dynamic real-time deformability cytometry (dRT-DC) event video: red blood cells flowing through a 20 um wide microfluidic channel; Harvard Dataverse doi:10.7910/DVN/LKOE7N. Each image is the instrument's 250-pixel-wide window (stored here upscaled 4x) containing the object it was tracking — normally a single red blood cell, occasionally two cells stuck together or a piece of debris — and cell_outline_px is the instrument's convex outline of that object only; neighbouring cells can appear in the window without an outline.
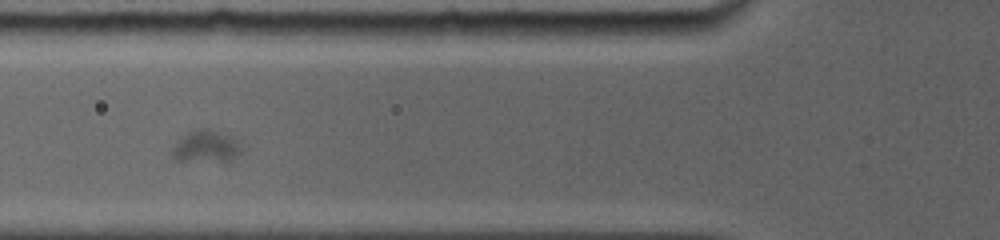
{"species": "common noctule bat (a hibernating species)", "species_latin": "Nyctalus noctula", "temperature_condition": "room temperature", "stored_images_in_passage": 39, "camera_frame_rate_fps": 5000, "um_per_image_px": 0.085, "animal": {"sex": "female", "body_mass_g": 19.0, "forearm_length_mm": 56.7}, "frame": {"image": 1, "passage_image": 6, "time_ms": 3.6, "image_size_px": [1000, 240], "cell_outline_px": [[240, 152], [228, 164], [176, 160], [172, 156], [172, 148], [188, 132], [196, 128], [208, 128], [232, 136], [240, 140]], "centroid_in_image_um": [17.57, 12.49], "position_along_channel_um": 108.2, "area_um2": 13.47}}
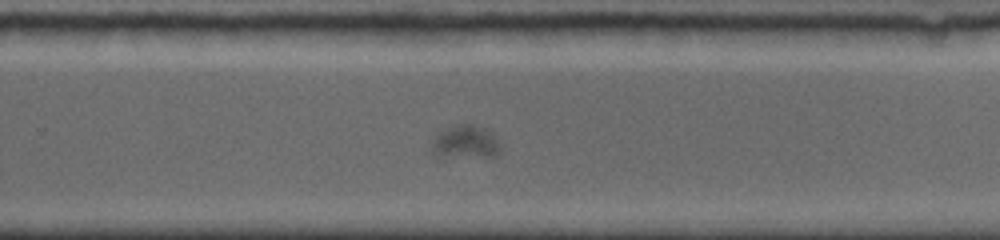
{"frame": {"image": 2, "passage_image": 17, "time_ms": 9.8, "image_size_px": [1000, 240], "cell_outline_px": [[500, 148], [492, 156], [436, 152], [432, 148], [432, 140], [440, 132], [452, 124], [472, 124], [484, 128], [500, 144]], "centroid_in_image_um": [39.58, 11.97], "position_along_channel_um": 290.2, "area_um2": 11.91}}
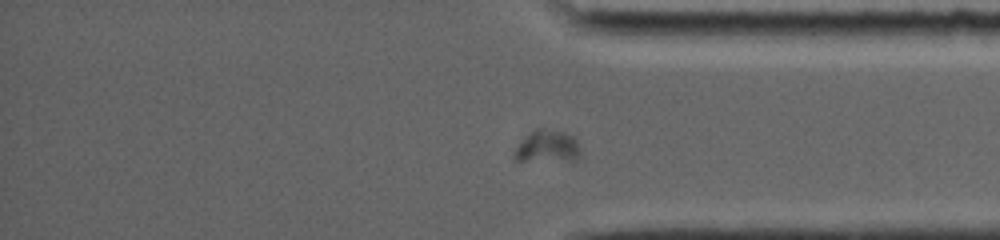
{"frame": {"image": 3, "passage_image": 28, "time_ms": 13.0, "image_size_px": [1000, 240], "cell_outline_px": [[580, 156], [572, 160], [516, 160], [512, 156], [516, 148], [536, 128], [540, 128], [564, 132], [572, 136], [576, 140], [580, 148]], "centroid_in_image_um": [46.55, 12.45], "position_along_channel_um": 388.6, "area_um2": 11.96}}